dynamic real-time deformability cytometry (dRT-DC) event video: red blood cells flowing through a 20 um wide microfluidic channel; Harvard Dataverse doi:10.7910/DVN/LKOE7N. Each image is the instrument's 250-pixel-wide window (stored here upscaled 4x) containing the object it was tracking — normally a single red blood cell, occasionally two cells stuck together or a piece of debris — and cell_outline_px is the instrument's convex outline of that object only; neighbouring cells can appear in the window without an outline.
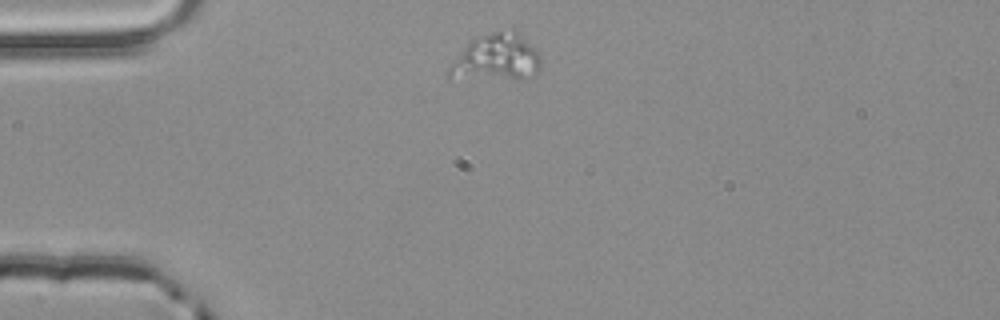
{"species": "common noctule bat (a hibernating species)", "species_latin": "Nyctalus noctula", "temperature_condition": "room temperature", "stored_images_in_passage": 1, "camera_frame_rate_fps": 3000, "um_per_image_px": 0.085, "animal": {"sex": "male", "body_mass_g": 20.4}, "frame": {"image": 1, "passage_image": 1, "time_ms": 0.0, "image_size_px": [1000, 320], "cell_outline_px": [[540, 68], [532, 76], [524, 80], [448, 80], [448, 68], [464, 48], [472, 40], [480, 36], [492, 32], [512, 28], [516, 28], [540, 52]], "centroid_in_image_um": [42.22, 4.94], "position_along_channel_um": 42.8, "area_um2": 26.13}}